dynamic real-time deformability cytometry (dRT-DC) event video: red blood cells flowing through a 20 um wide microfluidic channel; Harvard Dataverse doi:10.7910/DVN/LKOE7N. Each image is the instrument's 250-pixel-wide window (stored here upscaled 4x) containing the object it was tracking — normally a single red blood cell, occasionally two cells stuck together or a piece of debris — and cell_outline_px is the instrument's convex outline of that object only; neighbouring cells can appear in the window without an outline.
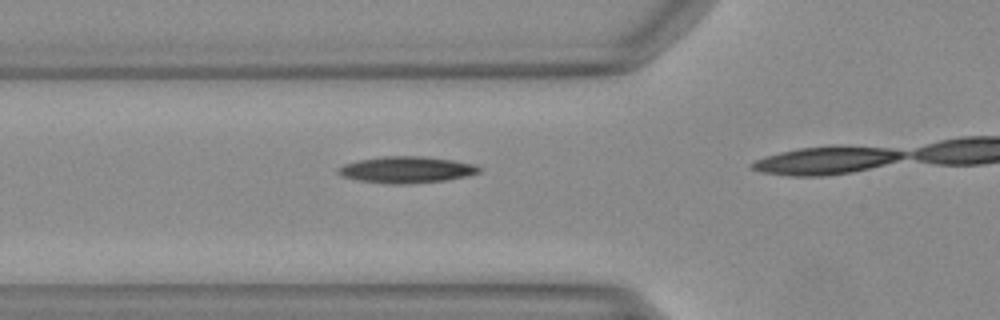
{"species": "Egyptian fruit bat (a non-hibernating species)", "species_latin": "Rousettus aegyptiacus", "temperature_condition": "warm", "stored_images_in_passage": 15, "camera_frame_rate_fps": 3000, "um_per_image_px": 0.085, "animal": {"sex": "female"}, "frame": {"image": 1, "passage_image": 3, "time_ms": 0.667, "image_size_px": [1000, 320], "cell_outline_px": [[480, 172], [464, 176], [444, 180], [404, 184], [392, 184], [356, 180], [340, 176], [336, 172], [336, 168], [344, 164], [360, 160], [384, 156], [424, 156], [452, 160], [476, 164], [480, 168]], "centroid_in_image_um": [34.5, 14.42], "position_along_channel_um": 91.3, "area_um2": 21.68}}
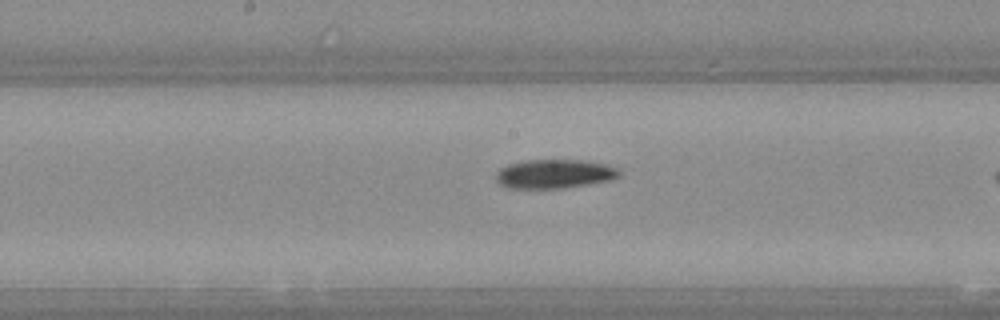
{"frame": {"image": 2, "passage_image": 11, "time_ms": 3.333, "image_size_px": [1000, 320], "cell_outline_px": [[620, 176], [612, 180], [588, 184], [560, 188], [508, 188], [500, 184], [496, 180], [496, 172], [500, 168], [508, 164], [524, 160], [580, 160], [604, 164], [616, 168], [620, 172]], "centroid_in_image_um": [47.1, 14.78], "position_along_channel_um": 201.1, "area_um2": 20.75}}